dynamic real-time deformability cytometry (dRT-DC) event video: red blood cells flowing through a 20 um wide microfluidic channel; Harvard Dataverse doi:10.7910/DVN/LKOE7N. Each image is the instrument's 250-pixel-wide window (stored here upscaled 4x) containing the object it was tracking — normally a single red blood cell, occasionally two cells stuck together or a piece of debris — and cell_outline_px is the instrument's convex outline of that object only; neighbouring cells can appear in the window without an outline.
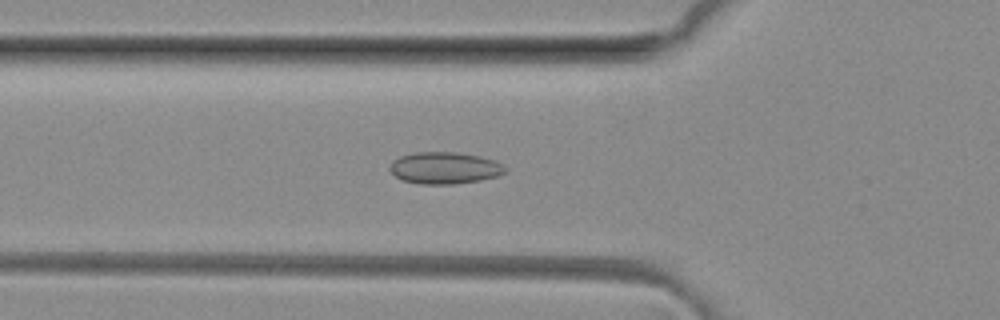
{"species": "common noctule bat (a hibernating species)", "species_latin": "Nyctalus noctula", "temperature_condition": "room temperature", "stored_images_in_passage": 49, "camera_frame_rate_fps": 3000, "um_per_image_px": 0.085, "animal": {"sex": "female", "body_mass_g": 29.2, "forearm_length_mm": 56.3}, "frame": {"image": 1, "passage_image": 17, "time_ms": 5.333, "image_size_px": [1000, 320], "cell_outline_px": [[508, 172], [496, 176], [480, 180], [452, 184], [420, 184], [404, 180], [396, 176], [388, 168], [392, 160], [400, 156], [416, 152], [456, 152], [480, 156], [496, 160], [504, 164], [508, 168]], "centroid_in_image_um": [37.84, 14.27], "position_along_channel_um": 88.0, "area_um2": 21.56}}
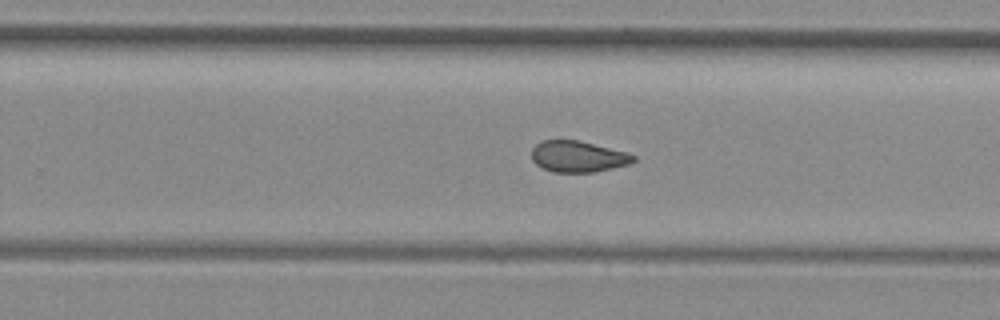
{"frame": {"image": 2, "passage_image": 31, "time_ms": 10.0, "image_size_px": [1000, 320], "cell_outline_px": [[636, 160], [628, 164], [596, 172], [552, 172], [536, 164], [532, 160], [532, 148], [540, 140], [576, 140], [628, 152], [636, 156]], "centroid_in_image_um": [49.12, 13.3], "position_along_channel_um": 280.7, "area_um2": 18.5}}
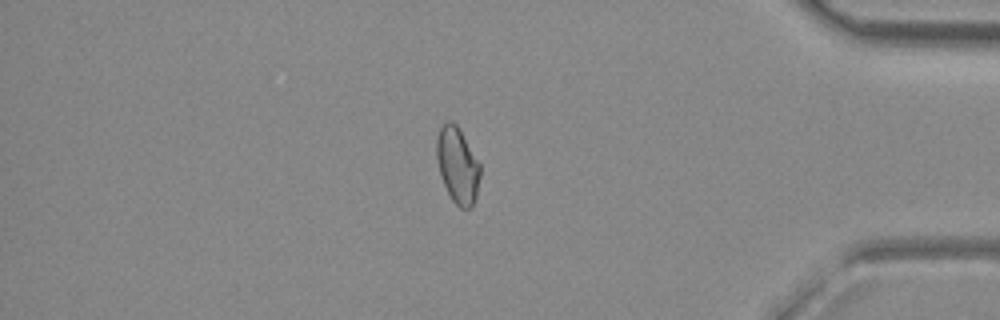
{"frame": {"image": 3, "passage_image": 42, "time_ms": 13.667, "image_size_px": [1000, 320], "cell_outline_px": [[480, 176], [476, 200], [468, 208], [460, 208], [452, 200], [440, 176], [436, 156], [436, 140], [440, 128], [448, 120], [452, 120], [456, 124], [480, 164]], "centroid_in_image_um": [38.88, 14.06], "position_along_channel_um": 396.3, "area_um2": 19.13}, "authors_computed_cell_mechanics": {"area_um2": 19.652, "velocity_mm_per_s": 4.1253, "shape_relaxation_time_tau1_ms": null, "shape_relaxation_time_tau2_ms": 2.1183, "deformation_change_tau1": null, "deformation_change_tau2": 0.0669}}